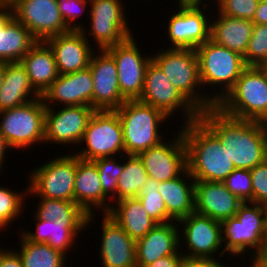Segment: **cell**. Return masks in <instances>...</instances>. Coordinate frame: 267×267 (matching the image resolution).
Returning <instances> with one entry per match:
<instances>
[{
    "label": "cell",
    "instance_id": "6da1fadb",
    "mask_svg": "<svg viewBox=\"0 0 267 267\" xmlns=\"http://www.w3.org/2000/svg\"><path fill=\"white\" fill-rule=\"evenodd\" d=\"M199 119L221 141L235 168L251 170L266 160L267 134L263 122L236 119L217 107L200 111Z\"/></svg>",
    "mask_w": 267,
    "mask_h": 267
},
{
    "label": "cell",
    "instance_id": "7a4b0ae2",
    "mask_svg": "<svg viewBox=\"0 0 267 267\" xmlns=\"http://www.w3.org/2000/svg\"><path fill=\"white\" fill-rule=\"evenodd\" d=\"M187 152V170L195 181L223 182L235 170L218 137L200 120L180 128Z\"/></svg>",
    "mask_w": 267,
    "mask_h": 267
},
{
    "label": "cell",
    "instance_id": "3957f363",
    "mask_svg": "<svg viewBox=\"0 0 267 267\" xmlns=\"http://www.w3.org/2000/svg\"><path fill=\"white\" fill-rule=\"evenodd\" d=\"M221 232L225 253L240 257L250 250L253 258L265 242L267 206L243 202L233 217L221 221Z\"/></svg>",
    "mask_w": 267,
    "mask_h": 267
},
{
    "label": "cell",
    "instance_id": "277c9868",
    "mask_svg": "<svg viewBox=\"0 0 267 267\" xmlns=\"http://www.w3.org/2000/svg\"><path fill=\"white\" fill-rule=\"evenodd\" d=\"M215 107L236 119L264 122L267 119V76L263 69L247 66Z\"/></svg>",
    "mask_w": 267,
    "mask_h": 267
},
{
    "label": "cell",
    "instance_id": "5b68a950",
    "mask_svg": "<svg viewBox=\"0 0 267 267\" xmlns=\"http://www.w3.org/2000/svg\"><path fill=\"white\" fill-rule=\"evenodd\" d=\"M152 60L168 77L171 84L200 112L215 107L208 92L202 93L199 62L195 49H162ZM199 89H198V88ZM198 91V92H196ZM200 91V92H199Z\"/></svg>",
    "mask_w": 267,
    "mask_h": 267
},
{
    "label": "cell",
    "instance_id": "8992f818",
    "mask_svg": "<svg viewBox=\"0 0 267 267\" xmlns=\"http://www.w3.org/2000/svg\"><path fill=\"white\" fill-rule=\"evenodd\" d=\"M115 111L122 125L126 155H138L163 141L159 127L169 117L160 109L139 100H126Z\"/></svg>",
    "mask_w": 267,
    "mask_h": 267
},
{
    "label": "cell",
    "instance_id": "52a82bcc",
    "mask_svg": "<svg viewBox=\"0 0 267 267\" xmlns=\"http://www.w3.org/2000/svg\"><path fill=\"white\" fill-rule=\"evenodd\" d=\"M195 51L202 88L221 87L219 92L211 95V101L216 105L233 88L247 66L239 53L218 45L210 39L198 46Z\"/></svg>",
    "mask_w": 267,
    "mask_h": 267
},
{
    "label": "cell",
    "instance_id": "ba28073f",
    "mask_svg": "<svg viewBox=\"0 0 267 267\" xmlns=\"http://www.w3.org/2000/svg\"><path fill=\"white\" fill-rule=\"evenodd\" d=\"M46 106L42 97L0 111V132L10 149H32L44 143Z\"/></svg>",
    "mask_w": 267,
    "mask_h": 267
},
{
    "label": "cell",
    "instance_id": "9c48e42d",
    "mask_svg": "<svg viewBox=\"0 0 267 267\" xmlns=\"http://www.w3.org/2000/svg\"><path fill=\"white\" fill-rule=\"evenodd\" d=\"M86 147L75 153L84 160L126 155L123 130L115 110H95L84 131L80 145ZM121 153V154H120Z\"/></svg>",
    "mask_w": 267,
    "mask_h": 267
},
{
    "label": "cell",
    "instance_id": "30bf717a",
    "mask_svg": "<svg viewBox=\"0 0 267 267\" xmlns=\"http://www.w3.org/2000/svg\"><path fill=\"white\" fill-rule=\"evenodd\" d=\"M77 168L75 151L59 155L46 164L34 168L29 175L28 198L30 196L74 201V183Z\"/></svg>",
    "mask_w": 267,
    "mask_h": 267
},
{
    "label": "cell",
    "instance_id": "8fae6325",
    "mask_svg": "<svg viewBox=\"0 0 267 267\" xmlns=\"http://www.w3.org/2000/svg\"><path fill=\"white\" fill-rule=\"evenodd\" d=\"M89 7L90 32L85 27L81 31L86 39L93 37L95 43L92 46L95 49L105 50L132 37L127 13H124L125 6L121 0H89Z\"/></svg>",
    "mask_w": 267,
    "mask_h": 267
},
{
    "label": "cell",
    "instance_id": "7c38bea8",
    "mask_svg": "<svg viewBox=\"0 0 267 267\" xmlns=\"http://www.w3.org/2000/svg\"><path fill=\"white\" fill-rule=\"evenodd\" d=\"M139 101L160 109L167 117L183 112L185 124L199 119V111L177 90L160 67L151 60L147 66L142 95Z\"/></svg>",
    "mask_w": 267,
    "mask_h": 267
},
{
    "label": "cell",
    "instance_id": "4fadbf2b",
    "mask_svg": "<svg viewBox=\"0 0 267 267\" xmlns=\"http://www.w3.org/2000/svg\"><path fill=\"white\" fill-rule=\"evenodd\" d=\"M177 222L181 227H179L180 246L185 243L184 247H187L185 253L181 251L185 260L216 257L214 255L217 253L223 257L226 254L224 249L219 252L223 247L220 221L192 212Z\"/></svg>",
    "mask_w": 267,
    "mask_h": 267
},
{
    "label": "cell",
    "instance_id": "5bb4252c",
    "mask_svg": "<svg viewBox=\"0 0 267 267\" xmlns=\"http://www.w3.org/2000/svg\"><path fill=\"white\" fill-rule=\"evenodd\" d=\"M134 36L121 44L105 49L115 60L118 71V83L125 100H139L142 95L145 73L151 56L140 52Z\"/></svg>",
    "mask_w": 267,
    "mask_h": 267
},
{
    "label": "cell",
    "instance_id": "9a60e30c",
    "mask_svg": "<svg viewBox=\"0 0 267 267\" xmlns=\"http://www.w3.org/2000/svg\"><path fill=\"white\" fill-rule=\"evenodd\" d=\"M13 17L26 27L37 41L71 31L65 24L57 0H17L11 5Z\"/></svg>",
    "mask_w": 267,
    "mask_h": 267
},
{
    "label": "cell",
    "instance_id": "2e32d148",
    "mask_svg": "<svg viewBox=\"0 0 267 267\" xmlns=\"http://www.w3.org/2000/svg\"><path fill=\"white\" fill-rule=\"evenodd\" d=\"M46 107L44 143L80 145L87 124L95 112L91 106Z\"/></svg>",
    "mask_w": 267,
    "mask_h": 267
},
{
    "label": "cell",
    "instance_id": "e0dca14e",
    "mask_svg": "<svg viewBox=\"0 0 267 267\" xmlns=\"http://www.w3.org/2000/svg\"><path fill=\"white\" fill-rule=\"evenodd\" d=\"M172 140H163L137 156L147 175L158 182L181 176L187 170V152L182 130Z\"/></svg>",
    "mask_w": 267,
    "mask_h": 267
},
{
    "label": "cell",
    "instance_id": "ac0fdd59",
    "mask_svg": "<svg viewBox=\"0 0 267 267\" xmlns=\"http://www.w3.org/2000/svg\"><path fill=\"white\" fill-rule=\"evenodd\" d=\"M177 9L166 24L167 37L171 43L168 48L196 49L210 39L209 13L212 12H208L207 7L201 9V7L178 6Z\"/></svg>",
    "mask_w": 267,
    "mask_h": 267
},
{
    "label": "cell",
    "instance_id": "d6986e66",
    "mask_svg": "<svg viewBox=\"0 0 267 267\" xmlns=\"http://www.w3.org/2000/svg\"><path fill=\"white\" fill-rule=\"evenodd\" d=\"M89 68L93 80L92 108L117 110L126 100L120 93L114 58L106 50L97 52L96 49L91 55Z\"/></svg>",
    "mask_w": 267,
    "mask_h": 267
},
{
    "label": "cell",
    "instance_id": "ffe728a7",
    "mask_svg": "<svg viewBox=\"0 0 267 267\" xmlns=\"http://www.w3.org/2000/svg\"><path fill=\"white\" fill-rule=\"evenodd\" d=\"M100 261L103 267H137L136 241L107 213L102 215Z\"/></svg>",
    "mask_w": 267,
    "mask_h": 267
},
{
    "label": "cell",
    "instance_id": "44dd1931",
    "mask_svg": "<svg viewBox=\"0 0 267 267\" xmlns=\"http://www.w3.org/2000/svg\"><path fill=\"white\" fill-rule=\"evenodd\" d=\"M93 80L90 68L70 74H59L58 78L42 94L46 107L54 104L63 106H91ZM53 103V104H51Z\"/></svg>",
    "mask_w": 267,
    "mask_h": 267
},
{
    "label": "cell",
    "instance_id": "7402d4cb",
    "mask_svg": "<svg viewBox=\"0 0 267 267\" xmlns=\"http://www.w3.org/2000/svg\"><path fill=\"white\" fill-rule=\"evenodd\" d=\"M45 42L53 51L59 74L75 73L89 67L94 48L81 30L52 36Z\"/></svg>",
    "mask_w": 267,
    "mask_h": 267
},
{
    "label": "cell",
    "instance_id": "603a6c76",
    "mask_svg": "<svg viewBox=\"0 0 267 267\" xmlns=\"http://www.w3.org/2000/svg\"><path fill=\"white\" fill-rule=\"evenodd\" d=\"M94 214L88 215L87 221H52L41 219L35 214L33 221L36 222V232L27 230L20 232L29 241L46 243L66 256V254L69 255L67 251L71 252L70 249L75 245V239H78L77 235L83 230L86 231L87 226L89 227V224L93 223Z\"/></svg>",
    "mask_w": 267,
    "mask_h": 267
},
{
    "label": "cell",
    "instance_id": "cb8c5ba5",
    "mask_svg": "<svg viewBox=\"0 0 267 267\" xmlns=\"http://www.w3.org/2000/svg\"><path fill=\"white\" fill-rule=\"evenodd\" d=\"M243 201L223 182L195 181V212L217 221L233 217Z\"/></svg>",
    "mask_w": 267,
    "mask_h": 267
},
{
    "label": "cell",
    "instance_id": "d4e9b609",
    "mask_svg": "<svg viewBox=\"0 0 267 267\" xmlns=\"http://www.w3.org/2000/svg\"><path fill=\"white\" fill-rule=\"evenodd\" d=\"M107 199L110 198L102 190L96 163L77 156L74 202L90 215L98 208L102 213H108L112 204Z\"/></svg>",
    "mask_w": 267,
    "mask_h": 267
},
{
    "label": "cell",
    "instance_id": "484cf974",
    "mask_svg": "<svg viewBox=\"0 0 267 267\" xmlns=\"http://www.w3.org/2000/svg\"><path fill=\"white\" fill-rule=\"evenodd\" d=\"M179 230L177 221L157 224L136 240L137 267H145L159 258L176 254L180 249Z\"/></svg>",
    "mask_w": 267,
    "mask_h": 267
},
{
    "label": "cell",
    "instance_id": "4316f807",
    "mask_svg": "<svg viewBox=\"0 0 267 267\" xmlns=\"http://www.w3.org/2000/svg\"><path fill=\"white\" fill-rule=\"evenodd\" d=\"M216 19L210 17V40L245 56L254 23L249 19L221 15L216 10Z\"/></svg>",
    "mask_w": 267,
    "mask_h": 267
},
{
    "label": "cell",
    "instance_id": "83f0119b",
    "mask_svg": "<svg viewBox=\"0 0 267 267\" xmlns=\"http://www.w3.org/2000/svg\"><path fill=\"white\" fill-rule=\"evenodd\" d=\"M40 97L20 62L5 63V73L0 87V111L18 107Z\"/></svg>",
    "mask_w": 267,
    "mask_h": 267
},
{
    "label": "cell",
    "instance_id": "f1b7e54d",
    "mask_svg": "<svg viewBox=\"0 0 267 267\" xmlns=\"http://www.w3.org/2000/svg\"><path fill=\"white\" fill-rule=\"evenodd\" d=\"M20 63L41 96L59 76L53 51L45 41H37Z\"/></svg>",
    "mask_w": 267,
    "mask_h": 267
},
{
    "label": "cell",
    "instance_id": "f546056e",
    "mask_svg": "<svg viewBox=\"0 0 267 267\" xmlns=\"http://www.w3.org/2000/svg\"><path fill=\"white\" fill-rule=\"evenodd\" d=\"M158 192L176 221L195 212V180L188 170L177 178L159 182Z\"/></svg>",
    "mask_w": 267,
    "mask_h": 267
},
{
    "label": "cell",
    "instance_id": "4dcf8cb0",
    "mask_svg": "<svg viewBox=\"0 0 267 267\" xmlns=\"http://www.w3.org/2000/svg\"><path fill=\"white\" fill-rule=\"evenodd\" d=\"M113 203L116 205H112L107 214L135 241L158 224L149 216L138 198H125Z\"/></svg>",
    "mask_w": 267,
    "mask_h": 267
},
{
    "label": "cell",
    "instance_id": "1f68e13d",
    "mask_svg": "<svg viewBox=\"0 0 267 267\" xmlns=\"http://www.w3.org/2000/svg\"><path fill=\"white\" fill-rule=\"evenodd\" d=\"M36 42L30 31L13 18L2 31L0 61L20 62Z\"/></svg>",
    "mask_w": 267,
    "mask_h": 267
},
{
    "label": "cell",
    "instance_id": "d6a6232c",
    "mask_svg": "<svg viewBox=\"0 0 267 267\" xmlns=\"http://www.w3.org/2000/svg\"><path fill=\"white\" fill-rule=\"evenodd\" d=\"M21 247L18 249L23 267H67V256L53 249L46 243H34L29 241L22 233H19Z\"/></svg>",
    "mask_w": 267,
    "mask_h": 267
},
{
    "label": "cell",
    "instance_id": "836d02e7",
    "mask_svg": "<svg viewBox=\"0 0 267 267\" xmlns=\"http://www.w3.org/2000/svg\"><path fill=\"white\" fill-rule=\"evenodd\" d=\"M123 160L124 169L117 180L116 202L125 198H137L148 178L137 155H123Z\"/></svg>",
    "mask_w": 267,
    "mask_h": 267
},
{
    "label": "cell",
    "instance_id": "e575fe53",
    "mask_svg": "<svg viewBox=\"0 0 267 267\" xmlns=\"http://www.w3.org/2000/svg\"><path fill=\"white\" fill-rule=\"evenodd\" d=\"M36 215L45 220L87 221L88 214L74 201L39 197Z\"/></svg>",
    "mask_w": 267,
    "mask_h": 267
},
{
    "label": "cell",
    "instance_id": "d590c367",
    "mask_svg": "<svg viewBox=\"0 0 267 267\" xmlns=\"http://www.w3.org/2000/svg\"><path fill=\"white\" fill-rule=\"evenodd\" d=\"M159 182L148 177L138 199L149 216L158 224L176 221L168 212L163 197L158 192Z\"/></svg>",
    "mask_w": 267,
    "mask_h": 267
},
{
    "label": "cell",
    "instance_id": "8d00e7d4",
    "mask_svg": "<svg viewBox=\"0 0 267 267\" xmlns=\"http://www.w3.org/2000/svg\"><path fill=\"white\" fill-rule=\"evenodd\" d=\"M26 192V193H25ZM28 197V185L22 192L13 191L10 187L0 186V221L7 227L22 215L25 201ZM24 205V206H23Z\"/></svg>",
    "mask_w": 267,
    "mask_h": 267
},
{
    "label": "cell",
    "instance_id": "74e56055",
    "mask_svg": "<svg viewBox=\"0 0 267 267\" xmlns=\"http://www.w3.org/2000/svg\"><path fill=\"white\" fill-rule=\"evenodd\" d=\"M119 159V162L114 157L94 160L99 172L102 190L110 199L112 197L111 201L115 200L114 202H116L117 180L124 169V163L120 162L123 161V155H120Z\"/></svg>",
    "mask_w": 267,
    "mask_h": 267
},
{
    "label": "cell",
    "instance_id": "f35d334b",
    "mask_svg": "<svg viewBox=\"0 0 267 267\" xmlns=\"http://www.w3.org/2000/svg\"><path fill=\"white\" fill-rule=\"evenodd\" d=\"M243 59L246 66L257 67L267 61V25H254Z\"/></svg>",
    "mask_w": 267,
    "mask_h": 267
},
{
    "label": "cell",
    "instance_id": "ab89813d",
    "mask_svg": "<svg viewBox=\"0 0 267 267\" xmlns=\"http://www.w3.org/2000/svg\"><path fill=\"white\" fill-rule=\"evenodd\" d=\"M226 188L243 202H253L251 173L248 169L236 168L223 181Z\"/></svg>",
    "mask_w": 267,
    "mask_h": 267
},
{
    "label": "cell",
    "instance_id": "60d3db41",
    "mask_svg": "<svg viewBox=\"0 0 267 267\" xmlns=\"http://www.w3.org/2000/svg\"><path fill=\"white\" fill-rule=\"evenodd\" d=\"M260 0H217V11L233 18L253 20Z\"/></svg>",
    "mask_w": 267,
    "mask_h": 267
},
{
    "label": "cell",
    "instance_id": "b9f144b4",
    "mask_svg": "<svg viewBox=\"0 0 267 267\" xmlns=\"http://www.w3.org/2000/svg\"><path fill=\"white\" fill-rule=\"evenodd\" d=\"M57 3L66 26L70 30H82L85 25H81L82 23L78 19L83 12L85 13L86 7L89 6V0H57ZM76 20L77 22H75Z\"/></svg>",
    "mask_w": 267,
    "mask_h": 267
},
{
    "label": "cell",
    "instance_id": "7bdbcfd3",
    "mask_svg": "<svg viewBox=\"0 0 267 267\" xmlns=\"http://www.w3.org/2000/svg\"><path fill=\"white\" fill-rule=\"evenodd\" d=\"M253 203L267 206V160L250 170Z\"/></svg>",
    "mask_w": 267,
    "mask_h": 267
},
{
    "label": "cell",
    "instance_id": "ee69618b",
    "mask_svg": "<svg viewBox=\"0 0 267 267\" xmlns=\"http://www.w3.org/2000/svg\"><path fill=\"white\" fill-rule=\"evenodd\" d=\"M179 251L176 254L157 259L145 267H185L184 255Z\"/></svg>",
    "mask_w": 267,
    "mask_h": 267
},
{
    "label": "cell",
    "instance_id": "f6af8a7d",
    "mask_svg": "<svg viewBox=\"0 0 267 267\" xmlns=\"http://www.w3.org/2000/svg\"><path fill=\"white\" fill-rule=\"evenodd\" d=\"M15 250L2 249L0 247V267H23L19 253Z\"/></svg>",
    "mask_w": 267,
    "mask_h": 267
},
{
    "label": "cell",
    "instance_id": "bcb514c9",
    "mask_svg": "<svg viewBox=\"0 0 267 267\" xmlns=\"http://www.w3.org/2000/svg\"><path fill=\"white\" fill-rule=\"evenodd\" d=\"M220 261V257L218 260L216 257L193 258L185 260V267H226Z\"/></svg>",
    "mask_w": 267,
    "mask_h": 267
},
{
    "label": "cell",
    "instance_id": "7dc6e473",
    "mask_svg": "<svg viewBox=\"0 0 267 267\" xmlns=\"http://www.w3.org/2000/svg\"><path fill=\"white\" fill-rule=\"evenodd\" d=\"M13 10L11 5H0V50H1V40L2 31L5 26L13 19Z\"/></svg>",
    "mask_w": 267,
    "mask_h": 267
},
{
    "label": "cell",
    "instance_id": "c3c4849f",
    "mask_svg": "<svg viewBox=\"0 0 267 267\" xmlns=\"http://www.w3.org/2000/svg\"><path fill=\"white\" fill-rule=\"evenodd\" d=\"M252 22L267 25V0H260L254 13Z\"/></svg>",
    "mask_w": 267,
    "mask_h": 267
},
{
    "label": "cell",
    "instance_id": "681fc988",
    "mask_svg": "<svg viewBox=\"0 0 267 267\" xmlns=\"http://www.w3.org/2000/svg\"><path fill=\"white\" fill-rule=\"evenodd\" d=\"M250 261H252L250 263L252 267H267V245L265 243Z\"/></svg>",
    "mask_w": 267,
    "mask_h": 267
},
{
    "label": "cell",
    "instance_id": "f907efd6",
    "mask_svg": "<svg viewBox=\"0 0 267 267\" xmlns=\"http://www.w3.org/2000/svg\"><path fill=\"white\" fill-rule=\"evenodd\" d=\"M212 1L217 3V0H212ZM204 2H205V0H178L177 6H180V7H201V8L209 7L207 4L210 1L207 2V0H206V3H204Z\"/></svg>",
    "mask_w": 267,
    "mask_h": 267
},
{
    "label": "cell",
    "instance_id": "816d5d0a",
    "mask_svg": "<svg viewBox=\"0 0 267 267\" xmlns=\"http://www.w3.org/2000/svg\"><path fill=\"white\" fill-rule=\"evenodd\" d=\"M10 147L8 146L5 138L3 137L2 133L0 132V173L2 172V170L4 169V165H5V158H6V154H7V150Z\"/></svg>",
    "mask_w": 267,
    "mask_h": 267
},
{
    "label": "cell",
    "instance_id": "f5cc1de1",
    "mask_svg": "<svg viewBox=\"0 0 267 267\" xmlns=\"http://www.w3.org/2000/svg\"><path fill=\"white\" fill-rule=\"evenodd\" d=\"M4 73H5V62L0 61V87L3 82Z\"/></svg>",
    "mask_w": 267,
    "mask_h": 267
},
{
    "label": "cell",
    "instance_id": "db71d44e",
    "mask_svg": "<svg viewBox=\"0 0 267 267\" xmlns=\"http://www.w3.org/2000/svg\"><path fill=\"white\" fill-rule=\"evenodd\" d=\"M17 0H4V4L6 5H12L16 2Z\"/></svg>",
    "mask_w": 267,
    "mask_h": 267
},
{
    "label": "cell",
    "instance_id": "11a10c76",
    "mask_svg": "<svg viewBox=\"0 0 267 267\" xmlns=\"http://www.w3.org/2000/svg\"><path fill=\"white\" fill-rule=\"evenodd\" d=\"M260 67L263 69V71L265 72L267 76V61L264 64H262Z\"/></svg>",
    "mask_w": 267,
    "mask_h": 267
},
{
    "label": "cell",
    "instance_id": "9f6ffc18",
    "mask_svg": "<svg viewBox=\"0 0 267 267\" xmlns=\"http://www.w3.org/2000/svg\"><path fill=\"white\" fill-rule=\"evenodd\" d=\"M7 227L0 221V231L2 232L5 230Z\"/></svg>",
    "mask_w": 267,
    "mask_h": 267
},
{
    "label": "cell",
    "instance_id": "6f0895ef",
    "mask_svg": "<svg viewBox=\"0 0 267 267\" xmlns=\"http://www.w3.org/2000/svg\"><path fill=\"white\" fill-rule=\"evenodd\" d=\"M264 126H265V130H266V134H267V119L263 122Z\"/></svg>",
    "mask_w": 267,
    "mask_h": 267
},
{
    "label": "cell",
    "instance_id": "680465c9",
    "mask_svg": "<svg viewBox=\"0 0 267 267\" xmlns=\"http://www.w3.org/2000/svg\"><path fill=\"white\" fill-rule=\"evenodd\" d=\"M0 5H4V0H0Z\"/></svg>",
    "mask_w": 267,
    "mask_h": 267
},
{
    "label": "cell",
    "instance_id": "91938a15",
    "mask_svg": "<svg viewBox=\"0 0 267 267\" xmlns=\"http://www.w3.org/2000/svg\"><path fill=\"white\" fill-rule=\"evenodd\" d=\"M264 243L267 245V233H266V238H265V242Z\"/></svg>",
    "mask_w": 267,
    "mask_h": 267
},
{
    "label": "cell",
    "instance_id": "94428289",
    "mask_svg": "<svg viewBox=\"0 0 267 267\" xmlns=\"http://www.w3.org/2000/svg\"><path fill=\"white\" fill-rule=\"evenodd\" d=\"M266 160H267V143H266Z\"/></svg>",
    "mask_w": 267,
    "mask_h": 267
}]
</instances>
